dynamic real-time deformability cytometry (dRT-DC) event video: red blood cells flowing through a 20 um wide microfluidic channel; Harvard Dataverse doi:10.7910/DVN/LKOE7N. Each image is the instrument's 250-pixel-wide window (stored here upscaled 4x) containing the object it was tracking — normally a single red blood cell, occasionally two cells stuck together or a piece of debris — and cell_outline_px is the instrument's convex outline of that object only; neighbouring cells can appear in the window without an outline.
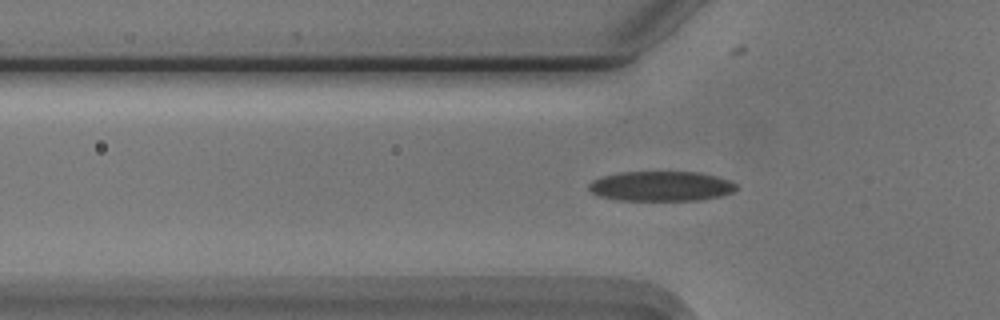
{"species": "Egyptian fruit bat (a non-hibernating species)", "species_latin": "Rousettus aegyptiacus", "temperature_condition": "cold", "stored_images_in_passage": 55, "camera_frame_rate_fps": 3000, "um_per_image_px": 0.085, "animal": {"sex": "male"}, "frame": {"image": 1, "passage_image": 17, "time_ms": 5.333, "image_size_px": [1000, 320], "cell_outline_px": [[736, 188], [732, 192], [720, 196], [700, 200], [616, 200], [600, 196], [592, 192], [588, 188], [588, 184], [592, 180], [600, 176], [616, 172], [700, 172], [732, 180], [736, 184]], "centroid_in_image_um": [56.17, 15.81], "position_along_channel_um": 69.6, "area_um2": 25.89}}
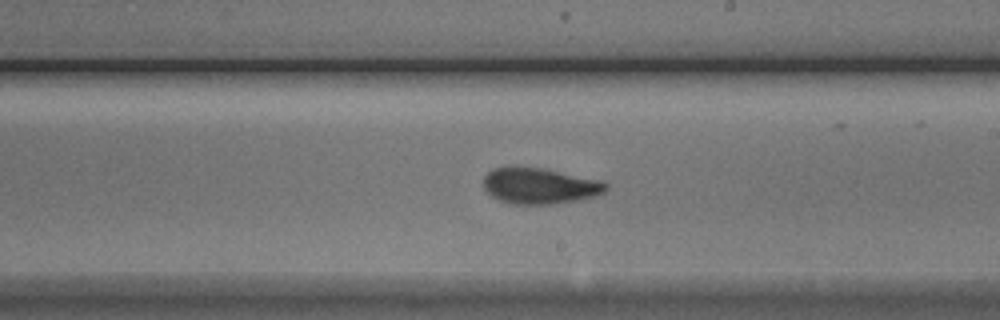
{"frame": {"image": 2, "passage_image": 31, "time_ms": 10.0, "image_size_px": [1000, 320], "cell_outline_px": [[608, 188], [604, 192], [596, 196], [580, 200], [552, 204], [512, 204], [500, 200], [492, 196], [484, 188], [484, 176], [492, 168], [512, 164], [516, 164], [544, 168], [596, 180], [608, 184]], "centroid_in_image_um": [45.82, 15.77], "position_along_channel_um": 243.2, "area_um2": 26.07}}
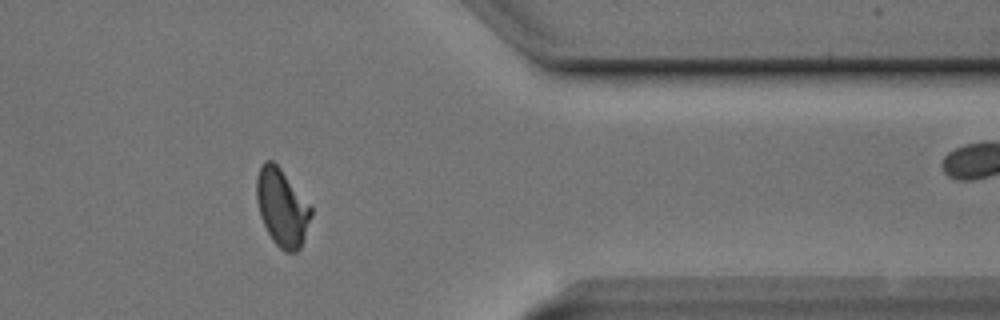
{"frame": {"image": 3, "passage_image": 44, "time_ms": 14.333, "image_size_px": [1000, 320], "cell_outline_px": [[312, 216], [304, 240], [300, 248], [296, 252], [284, 252], [272, 240], [260, 216], [256, 200], [256, 176], [264, 160], [272, 160], [280, 168], [312, 204]], "centroid_in_image_um": [23.99, 17.63], "position_along_channel_um": 387.4, "area_um2": 24.97}, "authors_computed_cell_mechanics": {"area_um2": 25.0852, "velocity_mm_per_s": 3.7243, "shape_relaxation_time_tau1_ms": 2.9574, "shape_relaxation_time_tau2_ms": 1.2467, "deformation_change_tau1": 0.1304, "deformation_change_tau2": 0.0688}}